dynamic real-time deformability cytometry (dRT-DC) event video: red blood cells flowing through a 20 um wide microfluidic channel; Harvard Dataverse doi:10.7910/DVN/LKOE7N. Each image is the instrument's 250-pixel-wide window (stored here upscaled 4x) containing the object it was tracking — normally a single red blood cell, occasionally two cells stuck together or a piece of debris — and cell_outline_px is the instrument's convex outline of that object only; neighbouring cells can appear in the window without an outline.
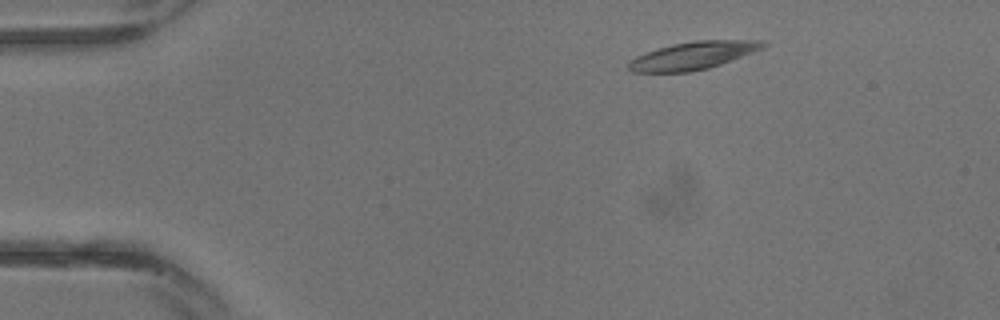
{"species": "common noctule bat (a hibernating species)", "species_latin": "Nyctalus noctula", "temperature_condition": "warm", "stored_images_in_passage": 13, "camera_frame_rate_fps": 3000, "um_per_image_px": 0.085, "animal": {"sex": "male", "body_mass_g": 13.3}, "frame": {"image": 1, "passage_image": 1, "time_ms": 0.0, "image_size_px": [1000, 320], "cell_outline_px": [[768, 44], [764, 48], [720, 64], [708, 68], [688, 72], [632, 72], [628, 68], [628, 60], [636, 56], [672, 44], [696, 40], [768, 40]], "centroid_in_image_um": [58.94, 4.71], "position_along_channel_um": 26.1, "area_um2": 21.68}}
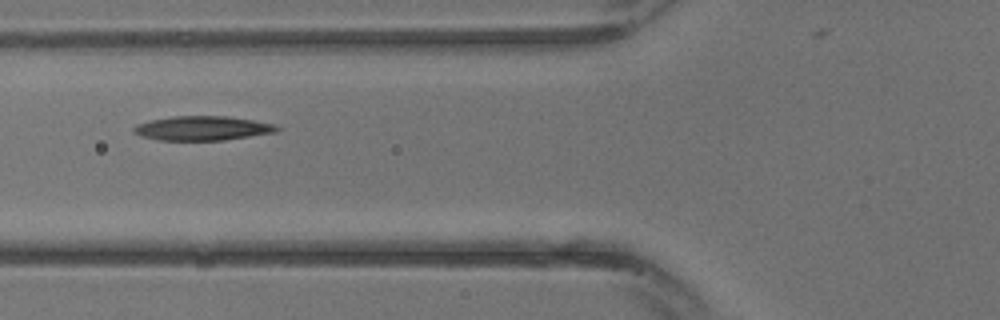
{"frame": {"image": 2, "passage_image": 8, "time_ms": 2.333, "image_size_px": [1000, 320], "cell_outline_px": [[280, 128], [276, 132], [224, 140], [156, 140], [140, 136], [132, 132], [132, 128], [136, 124], [152, 120], [172, 116], [228, 116], [276, 124]], "centroid_in_image_um": [17.18, 10.9], "position_along_channel_um": 108.6, "area_um2": 20.35}}
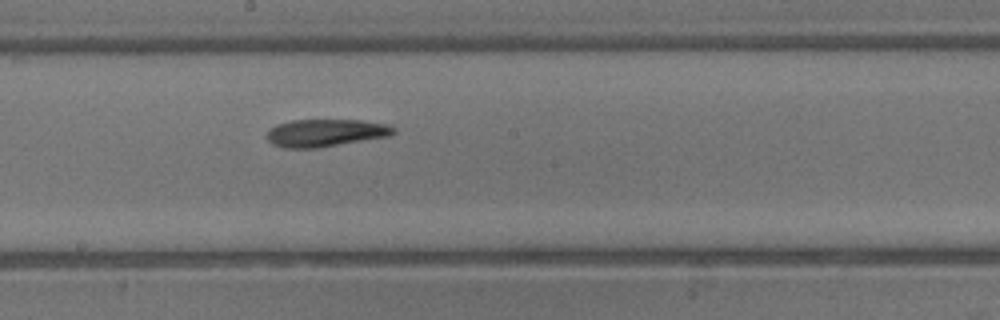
{"frame": {"image": 3, "passage_image": 13, "time_ms": 4.0, "image_size_px": [1000, 320], "cell_outline_px": [[396, 132], [392, 136], [320, 148], [284, 148], [272, 144], [268, 140], [268, 128], [276, 124], [292, 120], [360, 120], [388, 124], [396, 128]], "centroid_in_image_um": [27.71, 11.3], "position_along_channel_um": 220.5, "area_um2": 20.69}}